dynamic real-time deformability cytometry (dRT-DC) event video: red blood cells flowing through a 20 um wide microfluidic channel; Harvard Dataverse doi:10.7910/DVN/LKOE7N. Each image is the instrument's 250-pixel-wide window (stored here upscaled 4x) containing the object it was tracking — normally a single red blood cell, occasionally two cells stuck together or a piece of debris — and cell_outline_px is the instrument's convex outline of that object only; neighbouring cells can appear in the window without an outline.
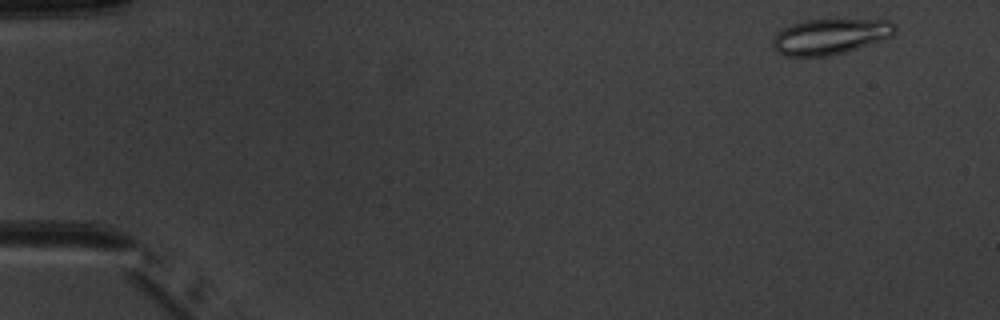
{"species": "common noctule bat (a hibernating species)", "species_latin": "Nyctalus noctula", "temperature_condition": "warm", "stored_images_in_passage": 5, "camera_frame_rate_fps": 3000, "um_per_image_px": 0.085, "animal": {"sex": "male", "body_mass_g": 20.1, "forearm_length_mm": 53.5}, "frame": {"image": 1, "passage_image": 1, "time_ms": 0.0, "image_size_px": [1000, 320], "cell_outline_px": [[896, 32], [892, 36], [844, 52], [828, 56], [784, 56], [776, 52], [772, 44], [772, 36], [776, 32], [792, 24], [804, 20], [892, 20], [896, 24]], "centroid_in_image_um": [70.53, 3.1], "position_along_channel_um": 14.5, "area_um2": 25.32}}
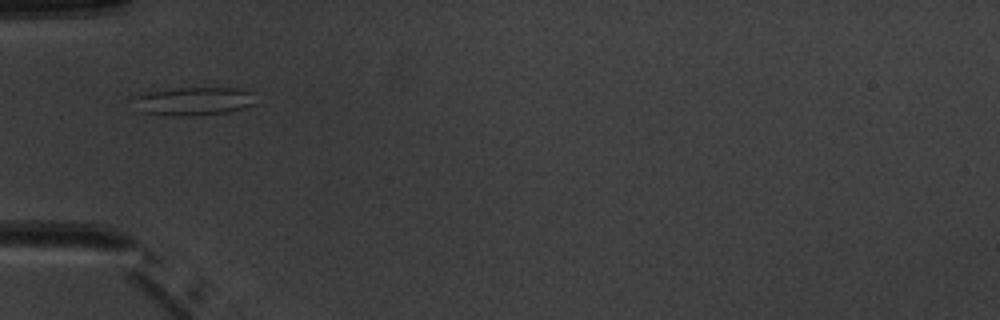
{"frame": {"image": 2, "passage_image": 5, "time_ms": 4.667, "image_size_px": [1000, 320], "cell_outline_px": [[256, 104], [228, 112], [192, 116], [180, 116], [140, 112], [140, 96], [148, 92], [180, 88], [236, 88], [256, 92]], "centroid_in_image_um": [16.67, 8.6], "position_along_channel_um": 68.3, "area_um2": 19.65}}